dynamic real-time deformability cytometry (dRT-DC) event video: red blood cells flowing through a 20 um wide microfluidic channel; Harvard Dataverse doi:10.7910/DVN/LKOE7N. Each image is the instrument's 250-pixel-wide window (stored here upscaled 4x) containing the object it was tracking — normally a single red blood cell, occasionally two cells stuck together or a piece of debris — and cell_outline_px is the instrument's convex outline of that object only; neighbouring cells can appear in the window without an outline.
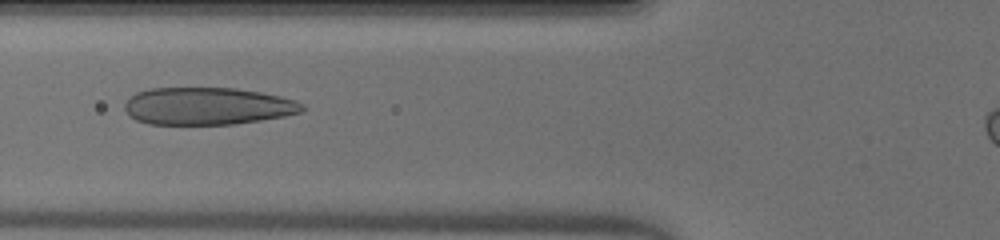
{"species": "human", "species_latin": "Homo sapiens", "temperature_condition": "warm", "stored_images_in_passage": 45, "camera_frame_rate_fps": 3000, "um_per_image_px": 0.085, "donor": {"sex": "male"}, "frame": {"image": 1, "passage_image": 18, "time_ms": 5.667, "image_size_px": [1000, 240], "cell_outline_px": [[308, 108], [300, 112], [284, 116], [236, 124], [148, 124], [136, 120], [128, 116], [124, 108], [124, 104], [136, 92], [152, 88], [236, 88], [260, 92], [280, 96], [296, 100], [304, 104]], "centroid_in_image_um": [17.65, 9.02], "position_along_channel_um": 108.2, "area_um2": 38.84}}
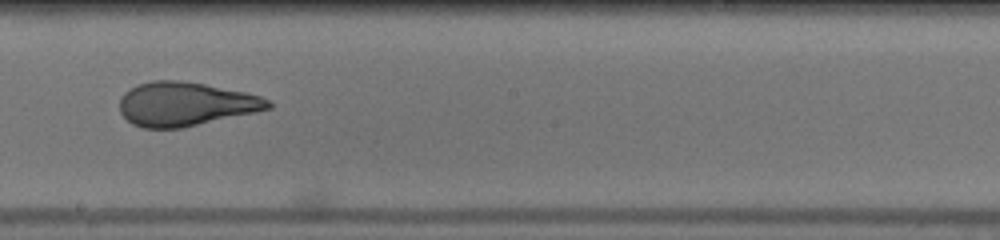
{"frame": {"image": 2, "passage_image": 27, "time_ms": 8.667, "image_size_px": [1000, 240], "cell_outline_px": [[272, 108], [256, 112], [180, 128], [144, 128], [132, 124], [120, 112], [120, 100], [124, 92], [128, 88], [136, 84], [152, 80], [180, 80], [204, 84], [244, 92], [260, 96], [268, 100], [272, 104]], "centroid_in_image_um": [15.73, 8.83], "position_along_channel_um": 232.5, "area_um2": 37.92}}
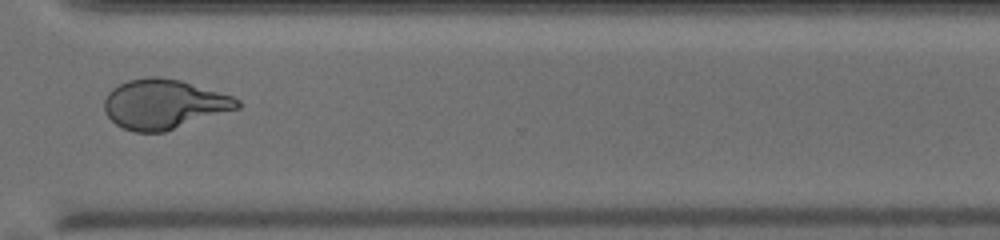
{"frame": {"image": 3, "passage_image": 36, "time_ms": 11.667, "image_size_px": [1000, 240], "cell_outline_px": [[240, 108], [164, 132], [136, 132], [124, 128], [116, 124], [104, 112], [104, 100], [108, 92], [112, 88], [128, 80], [148, 76], [160, 76], [180, 80], [232, 96], [240, 100]], "centroid_in_image_um": [13.92, 8.85], "position_along_channel_um": 356.7, "area_um2": 38.44}}